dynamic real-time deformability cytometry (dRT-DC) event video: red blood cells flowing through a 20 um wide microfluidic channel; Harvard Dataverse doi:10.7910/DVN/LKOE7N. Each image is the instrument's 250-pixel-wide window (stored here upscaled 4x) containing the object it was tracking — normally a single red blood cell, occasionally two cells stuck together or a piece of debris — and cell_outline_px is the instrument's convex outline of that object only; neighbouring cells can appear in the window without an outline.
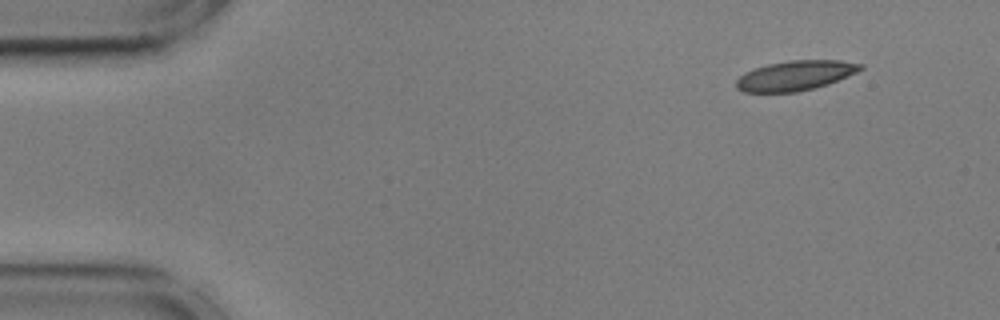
{"species": "common noctule bat (a hibernating species)", "species_latin": "Nyctalus noctula", "temperature_condition": "cold", "stored_images_in_passage": 51, "camera_frame_rate_fps": 3000, "um_per_image_px": 0.085, "animal": {"sex": "male", "body_mass_g": 17.9, "forearm_length_mm": 54.2}, "frame": {"image": 1, "passage_image": 1, "time_ms": 0.0, "image_size_px": [1000, 320], "cell_outline_px": [[864, 68], [856, 72], [828, 84], [796, 92], [744, 92], [736, 88], [736, 80], [744, 72], [768, 64], [792, 60], [840, 60], [864, 64]], "centroid_in_image_um": [67.6, 6.42], "position_along_channel_um": 17.4, "area_um2": 21.44}}
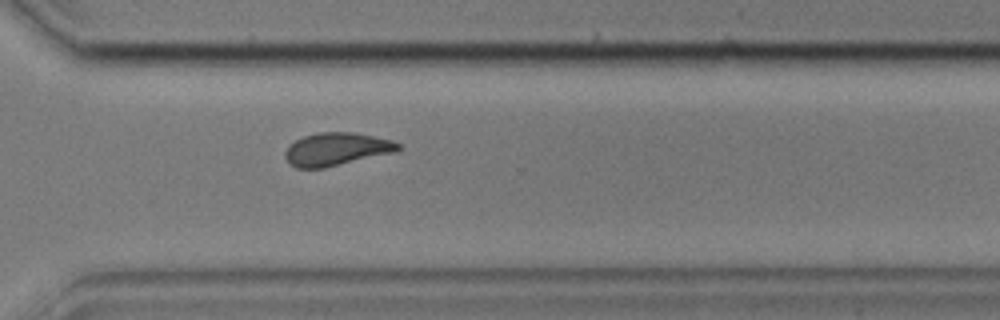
{"frame": {"image": 2, "passage_image": 36, "time_ms": 11.667, "image_size_px": [1000, 320], "cell_outline_px": [[404, 148], [396, 152], [324, 168], [296, 168], [288, 164], [284, 156], [284, 152], [288, 144], [304, 136], [316, 132], [356, 132], [392, 140], [400, 144]], "centroid_in_image_um": [28.59, 12.68], "position_along_channel_um": 342.0, "area_um2": 22.08}}
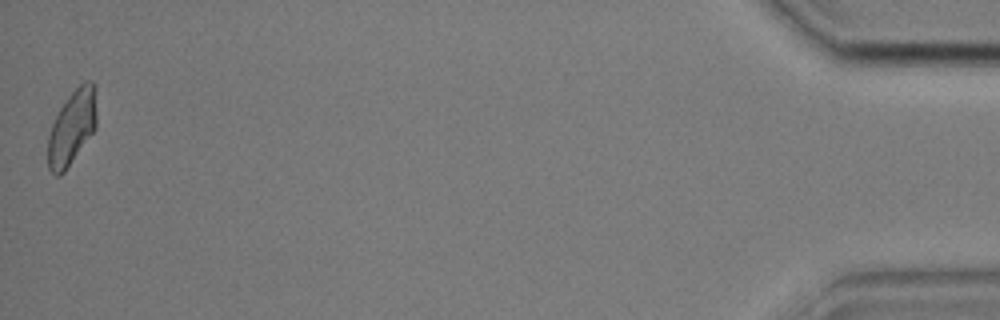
{"frame": {"image": 3, "passage_image": 51, "time_ms": 16.667, "image_size_px": [1000, 320], "cell_outline_px": [[96, 128], [64, 172], [60, 176], [56, 176], [48, 168], [48, 136], [52, 124], [60, 108], [68, 96], [84, 80], [92, 80], [96, 84]], "centroid_in_image_um": [6.14, 10.8], "position_along_channel_um": 429.1, "area_um2": 21.21}, "authors_computed_cell_mechanics": {"area_um2": 22.0796, "velocity_mm_per_s": 3.5747, "shape_relaxation_time_tau1_ms": 3.8437, "shape_relaxation_time_tau2_ms": 2.1732, "deformation_change_tau1": 0.0964, "deformation_change_tau2": 0.0721}}